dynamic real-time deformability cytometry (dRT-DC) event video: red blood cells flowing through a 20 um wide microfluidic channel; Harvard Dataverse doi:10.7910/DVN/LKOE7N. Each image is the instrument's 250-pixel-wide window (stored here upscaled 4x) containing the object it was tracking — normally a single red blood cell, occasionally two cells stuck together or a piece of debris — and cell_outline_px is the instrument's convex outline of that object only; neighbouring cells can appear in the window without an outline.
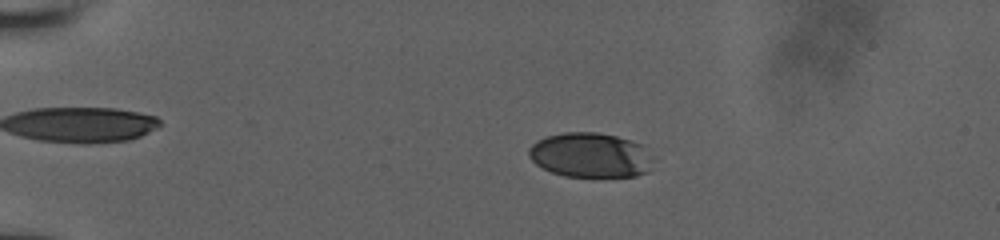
{"species": "human", "species_latin": "Homo sapiens", "temperature_condition": "room temperature", "stored_images_in_passage": 29, "camera_frame_rate_fps": 3000, "um_per_image_px": 0.085, "donor": {"sex": "male"}, "frame": {"image": 1, "passage_image": 10, "time_ms": 2.333, "image_size_px": [1000, 240], "cell_outline_px": [[648, 172], [636, 176], [564, 176], [552, 172], [536, 164], [528, 156], [528, 148], [536, 140], [548, 136], [564, 132], [596, 132], [616, 136], [632, 140], [640, 144]], "centroid_in_image_um": [50.02, 13.17], "position_along_channel_um": 35.0, "area_um2": 31.44}}
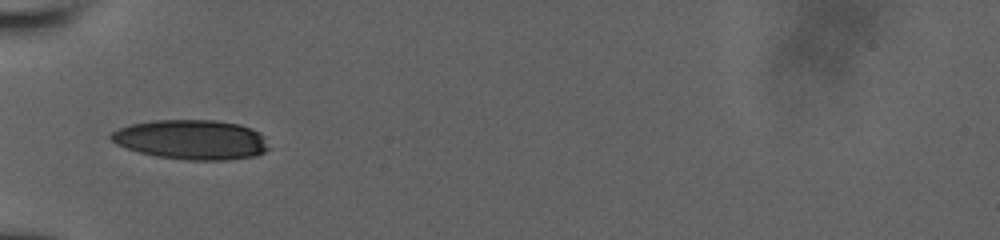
{"frame": {"image": 2, "passage_image": 23, "time_ms": 5.0, "image_size_px": [1000, 240], "cell_outline_px": [[272, 148], [256, 156], [228, 160], [188, 160], [156, 156], [140, 152], [116, 144], [108, 136], [112, 132], [120, 128], [132, 124], [152, 120], [216, 120], [240, 124], [252, 128], [260, 132], [264, 136]], "centroid_in_image_um": [16.34, 11.87], "position_along_channel_um": 68.7, "area_um2": 36.76}}
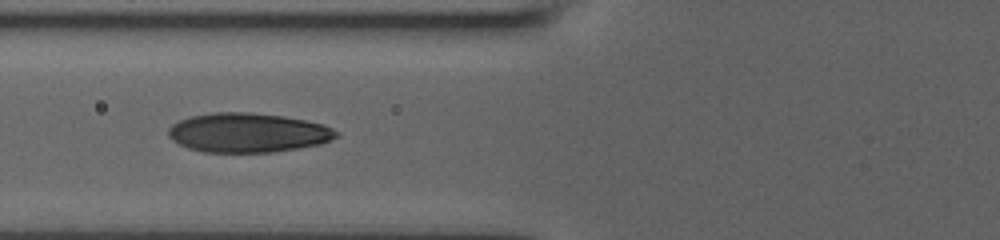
{"frame": {"image": 3, "passage_image": 28, "time_ms": 6.0, "image_size_px": [1000, 240], "cell_outline_px": [[340, 136], [320, 144], [272, 152], [204, 152], [188, 148], [172, 140], [168, 136], [168, 128], [172, 124], [188, 116], [212, 112], [252, 112], [284, 116], [324, 124], [340, 132]], "centroid_in_image_um": [21.06, 11.27], "position_along_channel_um": 104.7, "area_um2": 38.73}}